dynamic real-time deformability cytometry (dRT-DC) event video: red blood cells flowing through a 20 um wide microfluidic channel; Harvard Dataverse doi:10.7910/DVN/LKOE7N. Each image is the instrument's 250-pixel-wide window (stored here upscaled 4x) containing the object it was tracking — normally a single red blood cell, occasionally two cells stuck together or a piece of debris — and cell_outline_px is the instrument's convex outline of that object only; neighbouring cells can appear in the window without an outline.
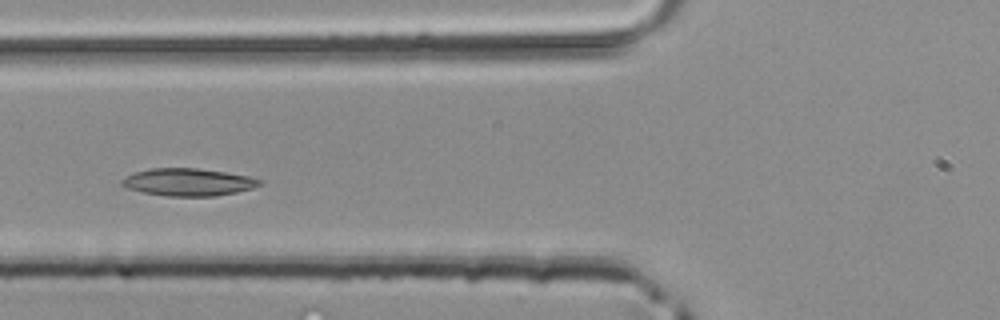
{"species": "common noctule bat (a hibernating species)", "species_latin": "Nyctalus noctula", "temperature_condition": "room temperature", "stored_images_in_passage": 35, "camera_frame_rate_fps": 3000, "um_per_image_px": 0.085, "animal": {"sex": "male", "body_mass_g": 20.4}, "frame": {"image": 1, "passage_image": 7, "time_ms": 2.0, "image_size_px": [1000, 320], "cell_outline_px": [[264, 184], [252, 188], [236, 192], [216, 196], [164, 196], [140, 192], [128, 188], [120, 184], [120, 180], [136, 172], [148, 168], [196, 168], [224, 172], [248, 176], [264, 180]], "centroid_in_image_um": [16.01, 15.48], "position_along_channel_um": 109.8, "area_um2": 22.14}}
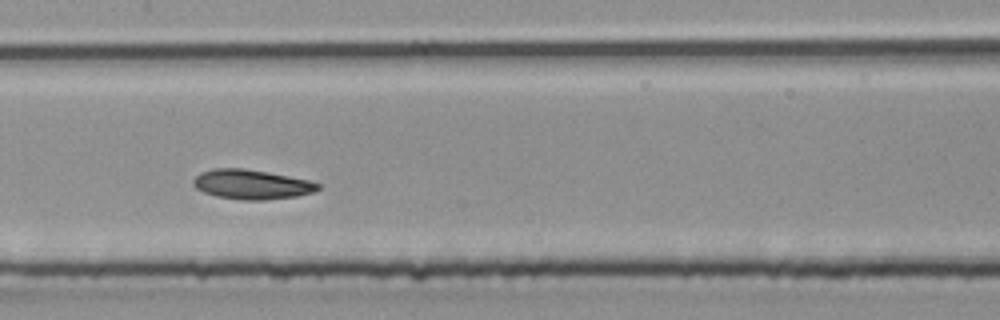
{"frame": {"image": 2, "passage_image": 12, "time_ms": 3.667, "image_size_px": [1000, 320], "cell_outline_px": [[320, 188], [312, 192], [296, 196], [264, 200], [244, 200], [216, 196], [204, 192], [196, 188], [192, 184], [192, 180], [200, 172], [212, 168], [244, 168], [268, 172], [308, 180], [320, 184]], "centroid_in_image_um": [21.34, 15.66], "position_along_channel_um": 186.1, "area_um2": 21.44}}
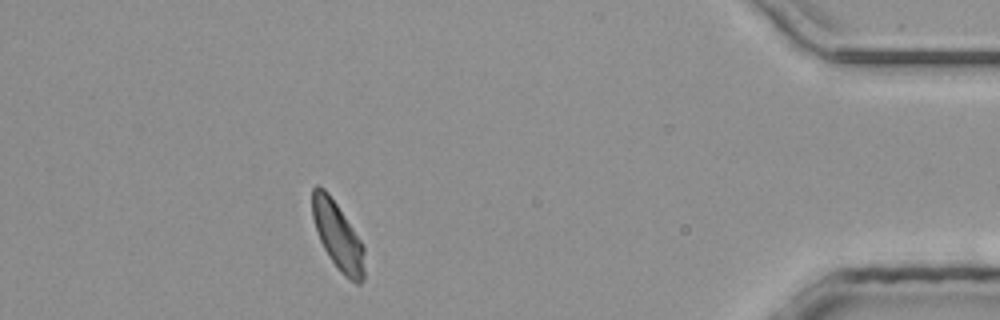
{"frame": {"image": 3, "passage_image": 30, "time_ms": 9.667, "image_size_px": [1000, 320], "cell_outline_px": [[364, 280], [360, 284], [356, 284], [344, 276], [340, 272], [328, 256], [320, 240], [312, 216], [312, 188], [316, 184], [324, 188], [328, 192], [360, 240], [364, 248]], "centroid_in_image_um": [28.7, 20.07], "position_along_channel_um": 406.5, "area_um2": 20.35}}